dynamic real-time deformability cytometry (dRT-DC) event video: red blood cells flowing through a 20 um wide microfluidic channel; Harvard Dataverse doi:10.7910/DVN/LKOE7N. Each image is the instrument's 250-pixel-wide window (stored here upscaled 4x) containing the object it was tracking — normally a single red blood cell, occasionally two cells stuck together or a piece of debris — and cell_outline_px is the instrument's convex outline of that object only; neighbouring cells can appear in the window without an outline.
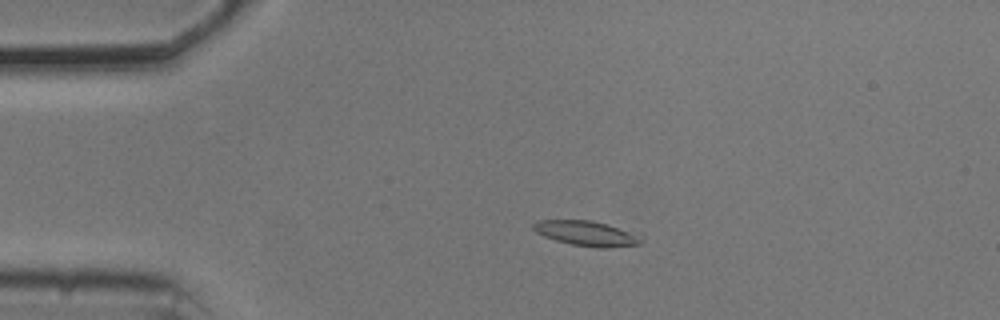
{"species": "common noctule bat (a hibernating species)", "species_latin": "Nyctalus noctula", "temperature_condition": "cold", "stored_images_in_passage": 8, "camera_frame_rate_fps": 3000, "um_per_image_px": 0.085, "animal": {"sex": "male", "body_mass_g": 20.5, "forearm_length_mm": 52.5}, "frame": {"image": 1, "passage_image": 4, "time_ms": 1.0, "image_size_px": [1000, 320], "cell_outline_px": [[644, 236], [640, 244], [604, 248], [596, 248], [572, 244], [556, 240], [544, 236], [536, 232], [532, 228], [532, 224], [536, 220], [588, 220], [608, 224], [640, 232]], "centroid_in_image_um": [49.94, 19.83], "position_along_channel_um": 35.1, "area_um2": 16.07}}